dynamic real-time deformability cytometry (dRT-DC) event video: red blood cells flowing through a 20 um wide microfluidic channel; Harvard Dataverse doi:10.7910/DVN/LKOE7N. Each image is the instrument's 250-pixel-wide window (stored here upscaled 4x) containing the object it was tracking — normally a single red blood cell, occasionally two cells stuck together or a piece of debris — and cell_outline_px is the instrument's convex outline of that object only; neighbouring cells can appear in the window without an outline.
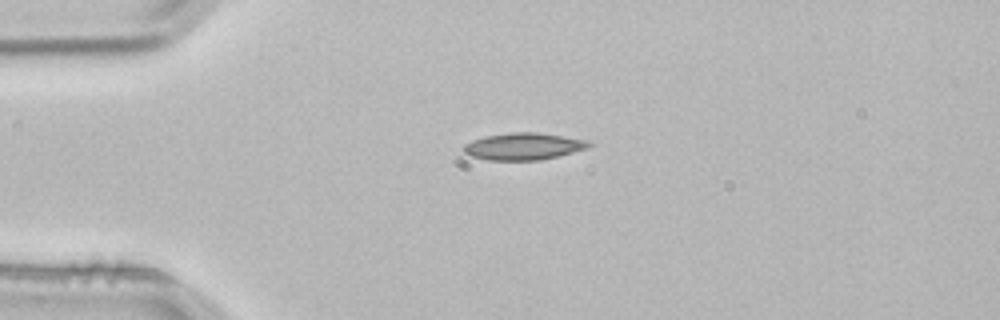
{"species": "common noctule bat (a hibernating species)", "species_latin": "Nyctalus noctula", "temperature_condition": "room temperature", "stored_images_in_passage": 2, "camera_frame_rate_fps": 3000, "um_per_image_px": 0.085, "animal": {"sex": "male", "body_mass_g": 21.5, "forearm_length_mm": 52.0}, "frame": {"image": 1, "passage_image": 1, "time_ms": 0.0, "image_size_px": [1000, 320], "cell_outline_px": [[592, 144], [588, 148], [540, 160], [488, 160], [472, 156], [464, 152], [464, 144], [472, 140], [484, 136], [512, 132], [536, 132], [584, 140]], "centroid_in_image_um": [44.44, 12.44], "position_along_channel_um": 40.6, "area_um2": 19.36}}
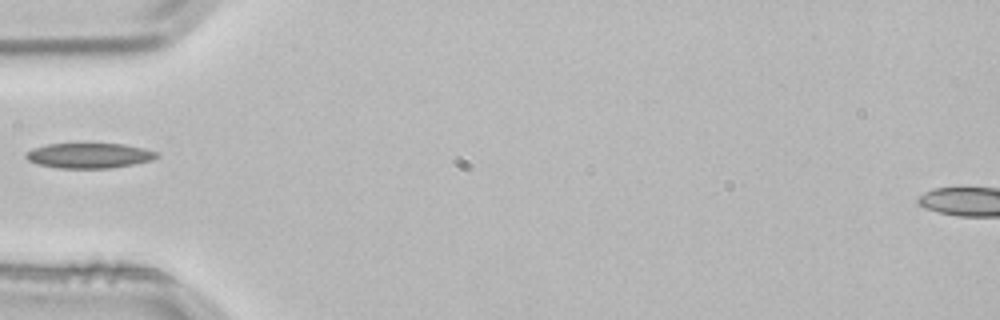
{"frame": {"image": 2, "passage_image": 2, "time_ms": 0.333, "image_size_px": [1000, 320], "cell_outline_px": [[160, 156], [152, 160], [112, 168], [60, 168], [36, 164], [28, 160], [24, 156], [24, 152], [32, 148], [48, 144], [124, 144], [144, 148], [156, 152]], "centroid_in_image_um": [7.54, 13.22], "position_along_channel_um": 77.5, "area_um2": 19.19}}